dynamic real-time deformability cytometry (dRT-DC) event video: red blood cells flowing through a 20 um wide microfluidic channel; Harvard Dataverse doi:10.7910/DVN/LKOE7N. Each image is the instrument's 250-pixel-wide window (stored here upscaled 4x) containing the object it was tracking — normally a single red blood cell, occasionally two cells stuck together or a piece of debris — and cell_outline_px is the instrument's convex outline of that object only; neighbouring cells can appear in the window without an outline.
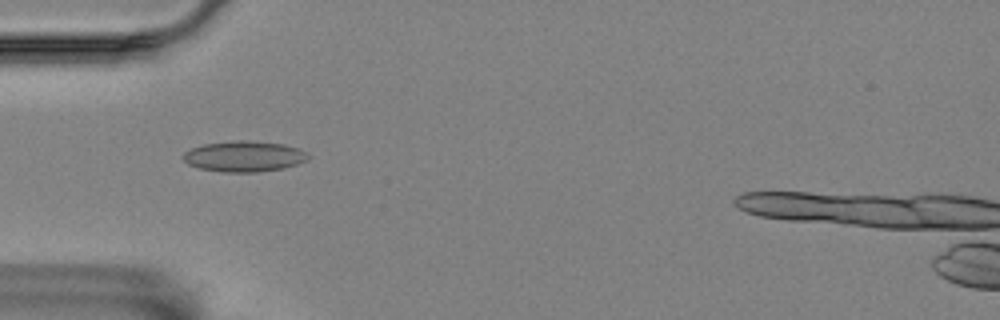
{"species": "Egyptian fruit bat (a non-hibernating species)", "species_latin": "Rousettus aegyptiacus", "temperature_condition": "room temperature", "stored_images_in_passage": 2, "camera_frame_rate_fps": 3000, "um_per_image_px": 0.085, "animal": {"sex": "female"}, "frame": {"image": 1, "passage_image": 1, "time_ms": 0.0, "image_size_px": [1000, 320], "cell_outline_px": [[312, 156], [308, 160], [284, 168], [256, 172], [224, 172], [200, 168], [188, 164], [184, 160], [184, 152], [192, 148], [204, 144], [236, 140], [244, 140], [284, 144], [308, 152]], "centroid_in_image_um": [20.79, 13.29], "position_along_channel_um": 64.2, "area_um2": 22.31}}
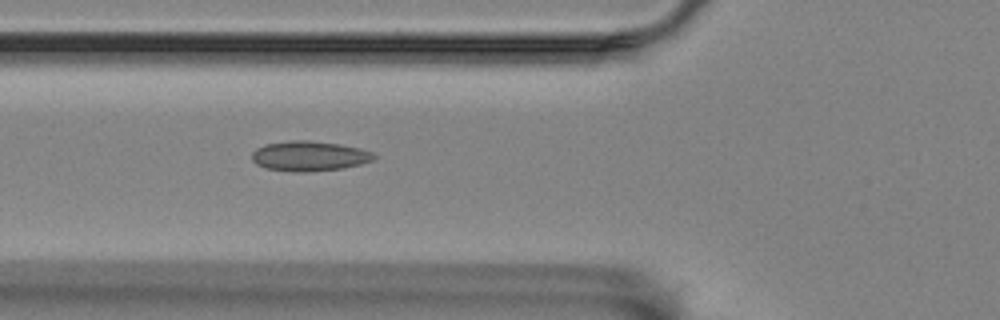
{"frame": {"image": 2, "passage_image": 2, "time_ms": 0.333, "image_size_px": [1000, 320], "cell_outline_px": [[376, 156], [372, 160], [360, 164], [344, 168], [304, 172], [296, 172], [264, 168], [256, 164], [252, 160], [252, 152], [256, 148], [264, 144], [292, 140], [308, 140], [340, 144], [360, 148], [372, 152]], "centroid_in_image_um": [26.26, 13.26], "position_along_channel_um": 99.5, "area_um2": 21.39}}